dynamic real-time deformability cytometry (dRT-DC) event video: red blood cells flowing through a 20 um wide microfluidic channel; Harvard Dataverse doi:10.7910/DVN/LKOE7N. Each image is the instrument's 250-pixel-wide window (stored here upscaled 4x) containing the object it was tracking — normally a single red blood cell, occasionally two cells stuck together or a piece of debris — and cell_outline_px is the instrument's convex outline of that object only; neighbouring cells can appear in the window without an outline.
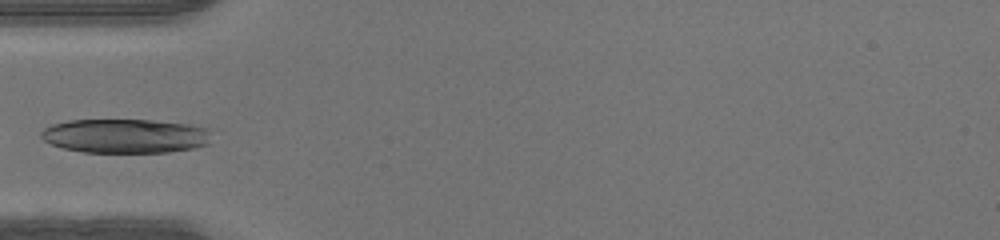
{"species": "human", "species_latin": "Homo sapiens", "temperature_condition": "warm", "stored_images_in_passage": 31, "camera_frame_rate_fps": 3000, "um_per_image_px": 0.085, "donor": {"sex": "male"}, "frame": {"image": 1, "passage_image": 1, "time_ms": 0.0, "image_size_px": [1000, 240], "cell_outline_px": [[208, 144], [192, 148], [168, 152], [84, 152], [64, 148], [52, 144], [44, 140], [40, 136], [40, 132], [44, 128], [52, 124], [68, 120], [152, 120], [188, 124], [208, 128]], "centroid_in_image_um": [10.61, 11.55], "position_along_channel_um": 74.4, "area_um2": 33.76}}
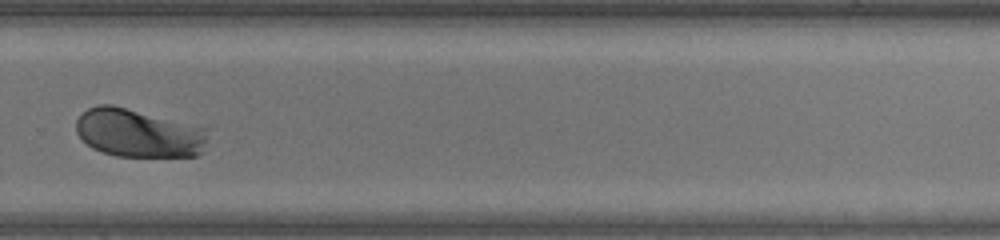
{"frame": {"image": 2, "passage_image": 18, "time_ms": 5.667, "image_size_px": [1000, 240], "cell_outline_px": [[208, 128], [200, 152], [196, 156], [116, 156], [100, 152], [92, 148], [76, 132], [76, 120], [88, 108], [100, 104], [112, 104]], "centroid_in_image_um": [11.73, 11.3], "position_along_channel_um": 318.1, "area_um2": 36.82}}